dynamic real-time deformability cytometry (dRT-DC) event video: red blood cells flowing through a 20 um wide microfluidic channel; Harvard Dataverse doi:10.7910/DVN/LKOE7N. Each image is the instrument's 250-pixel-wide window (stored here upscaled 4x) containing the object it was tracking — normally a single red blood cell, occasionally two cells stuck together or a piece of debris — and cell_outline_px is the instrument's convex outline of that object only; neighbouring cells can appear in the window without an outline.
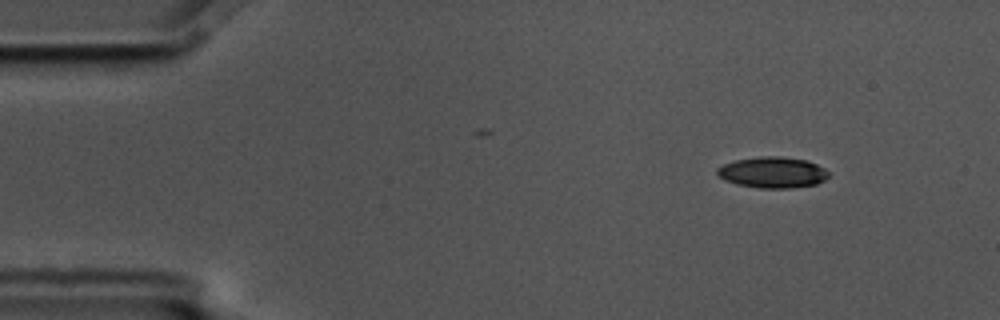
{"species": "common noctule bat (a hibernating species)", "species_latin": "Nyctalus noctula", "temperature_condition": "cold", "stored_images_in_passage": 6, "camera_frame_rate_fps": 3000, "um_per_image_px": 0.085, "animal": {"sex": "male", "body_mass_g": 17.5, "forearm_length_mm": 52.3}, "frame": {"image": 1, "passage_image": 1, "time_ms": 0.0, "image_size_px": [1000, 320], "cell_outline_px": [[828, 176], [824, 180], [816, 184], [792, 188], [760, 188], [736, 184], [724, 180], [716, 172], [716, 168], [724, 164], [736, 160], [760, 156], [780, 156], [808, 160], [824, 168], [828, 172]], "centroid_in_image_um": [65.67, 14.65], "position_along_channel_um": 19.3, "area_um2": 20.17}}